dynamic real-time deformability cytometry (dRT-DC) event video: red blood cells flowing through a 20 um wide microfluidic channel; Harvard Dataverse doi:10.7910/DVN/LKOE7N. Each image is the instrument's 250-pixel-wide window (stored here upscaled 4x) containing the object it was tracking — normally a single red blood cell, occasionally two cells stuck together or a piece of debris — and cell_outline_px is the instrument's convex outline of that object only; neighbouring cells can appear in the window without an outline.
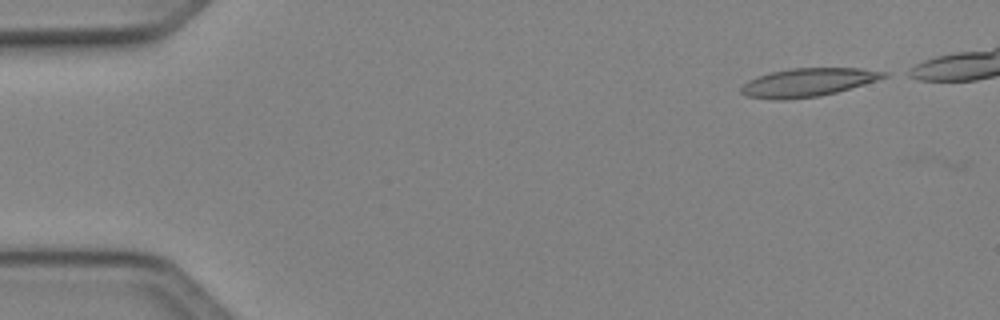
{"species": "Egyptian fruit bat (a non-hibernating species)", "species_latin": "Rousettus aegyptiacus", "temperature_condition": "cold", "stored_images_in_passage": 41, "camera_frame_rate_fps": 3000, "um_per_image_px": 0.085, "animal": {"sex": "female"}, "frame": {"image": 1, "passage_image": 1, "time_ms": 0.0, "image_size_px": [1000, 320], "cell_outline_px": [[892, 72], [888, 76], [864, 84], [836, 92], [820, 96], [784, 100], [776, 100], [748, 96], [740, 92], [740, 88], [748, 80], [756, 76], [788, 68], [860, 68]], "centroid_in_image_um": [68.68, 6.99], "position_along_channel_um": 16.3, "area_um2": 23.64}}
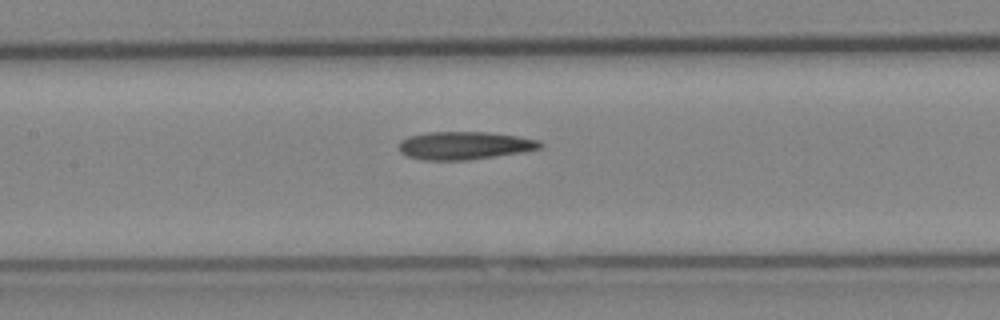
{"frame": {"image": 2, "passage_image": 20, "time_ms": 6.333, "image_size_px": [1000, 320], "cell_outline_px": [[544, 148], [524, 152], [468, 160], [420, 160], [408, 156], [400, 152], [400, 140], [408, 136], [428, 132], [488, 132], [516, 136], [540, 140], [544, 144]], "centroid_in_image_um": [39.52, 12.37], "position_along_channel_um": 167.9, "area_um2": 23.18}}
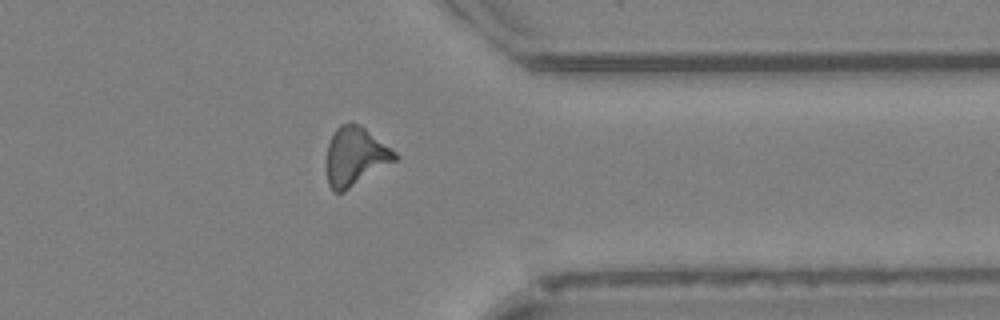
{"frame": {"image": 3, "passage_image": 36, "time_ms": 11.667, "image_size_px": [1000, 320], "cell_outline_px": [[400, 156], [396, 160], [344, 192], [332, 192], [328, 184], [324, 164], [328, 144], [336, 128], [340, 124], [352, 120], [360, 124], [396, 152]], "centroid_in_image_um": [30.15, 13.29], "position_along_channel_um": 381.2, "area_um2": 23.87}}